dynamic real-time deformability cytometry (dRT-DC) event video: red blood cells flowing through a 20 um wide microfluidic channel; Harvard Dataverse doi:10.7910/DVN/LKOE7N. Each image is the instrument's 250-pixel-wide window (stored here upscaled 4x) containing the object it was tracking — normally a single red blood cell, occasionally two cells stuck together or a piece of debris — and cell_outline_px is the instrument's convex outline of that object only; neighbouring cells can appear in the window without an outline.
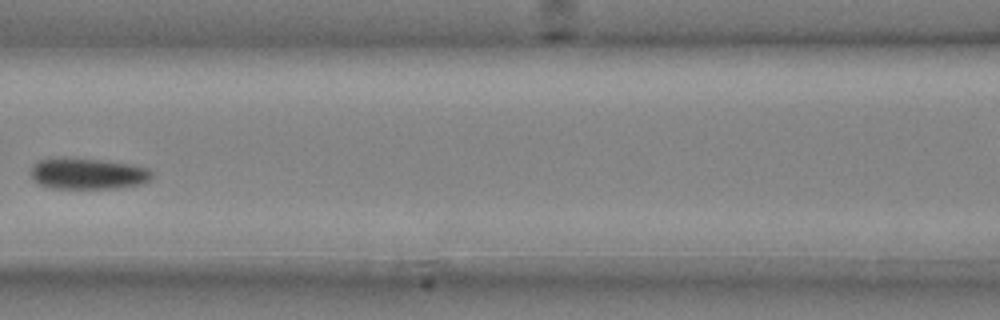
{"species": "common noctule bat (a hibernating species)", "species_latin": "Nyctalus noctula", "temperature_condition": "cold", "stored_images_in_passage": 6, "segment_of_instrument_passage": [1, 2], "camera_frame_rate_fps": 3000, "um_per_image_px": 0.085, "animal": {"sex": "male", "body_mass_g": 20.4}, "frame": {"image": 1, "passage_image": 5, "time_ms": 1.333, "image_size_px": [1000, 320], "cell_outline_px": [[152, 180], [140, 184], [116, 188], [52, 188], [36, 184], [32, 180], [32, 168], [40, 160], [100, 160], [128, 164], [148, 168], [152, 172]], "centroid_in_image_um": [7.52, 14.81], "position_along_channel_um": 159.1, "area_um2": 21.21}}